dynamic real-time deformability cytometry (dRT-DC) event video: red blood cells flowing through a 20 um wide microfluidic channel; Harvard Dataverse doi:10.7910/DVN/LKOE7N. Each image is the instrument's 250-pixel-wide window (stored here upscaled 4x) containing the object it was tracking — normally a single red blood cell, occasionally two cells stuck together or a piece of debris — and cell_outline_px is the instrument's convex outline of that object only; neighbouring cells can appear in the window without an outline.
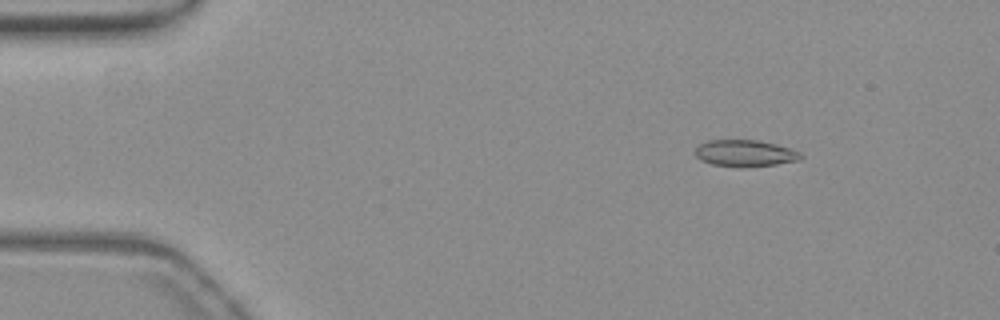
{"species": "common noctule bat (a hibernating species)", "species_latin": "Nyctalus noctula", "temperature_condition": "warm", "stored_images_in_passage": 54, "camera_frame_rate_fps": 3000, "um_per_image_px": 0.085, "animal": {"sex": "female", "body_mass_g": 19.3, "forearm_length_mm": 54.1}, "frame": {"image": 1, "passage_image": 7, "time_ms": 2.0, "image_size_px": [1000, 320], "cell_outline_px": [[804, 156], [800, 160], [776, 164], [744, 168], [740, 168], [712, 164], [700, 160], [696, 156], [696, 148], [700, 144], [708, 140], [760, 140], [776, 144], [800, 152]], "centroid_in_image_um": [63.34, 13.04], "position_along_channel_um": 21.7, "area_um2": 16.53}}
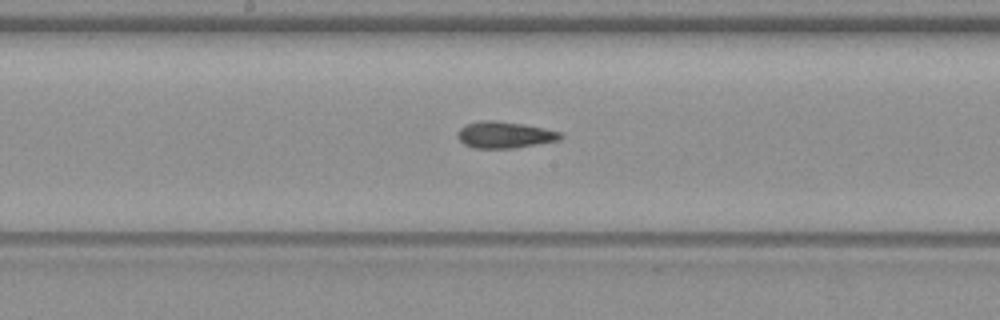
{"frame": {"image": 2, "passage_image": 28, "time_ms": 9.0, "image_size_px": [1000, 320], "cell_outline_px": [[564, 136], [560, 140], [516, 148], [472, 148], [464, 144], [456, 136], [460, 128], [468, 124], [488, 120], [492, 120], [520, 124], [544, 128], [560, 132]], "centroid_in_image_um": [42.91, 11.48], "position_along_channel_um": 205.3, "area_um2": 15.72}}
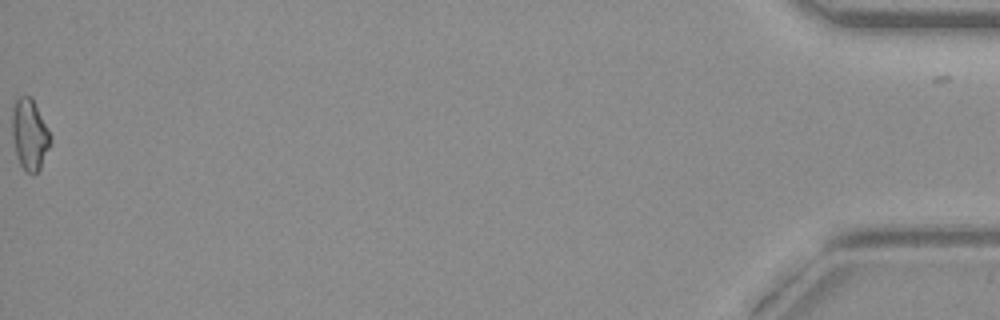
{"frame": {"image": 3, "passage_image": 54, "time_ms": 17.667, "image_size_px": [1000, 320], "cell_outline_px": [[52, 140], [40, 168], [32, 176], [24, 172], [16, 156], [12, 140], [12, 108], [16, 100], [20, 96], [32, 96], [52, 136]], "centroid_in_image_um": [2.51, 11.45], "position_along_channel_um": 432.7, "area_um2": 16.18}, "authors_computed_cell_mechanics": {"area_um2": 15.8083, "velocity_mm_per_s": 3.8526, "shape_relaxation_time_tau1_ms": null, "shape_relaxation_time_tau2_ms": 3.0335, "deformation_change_tau1": null, "deformation_change_tau2": 0.0846}}